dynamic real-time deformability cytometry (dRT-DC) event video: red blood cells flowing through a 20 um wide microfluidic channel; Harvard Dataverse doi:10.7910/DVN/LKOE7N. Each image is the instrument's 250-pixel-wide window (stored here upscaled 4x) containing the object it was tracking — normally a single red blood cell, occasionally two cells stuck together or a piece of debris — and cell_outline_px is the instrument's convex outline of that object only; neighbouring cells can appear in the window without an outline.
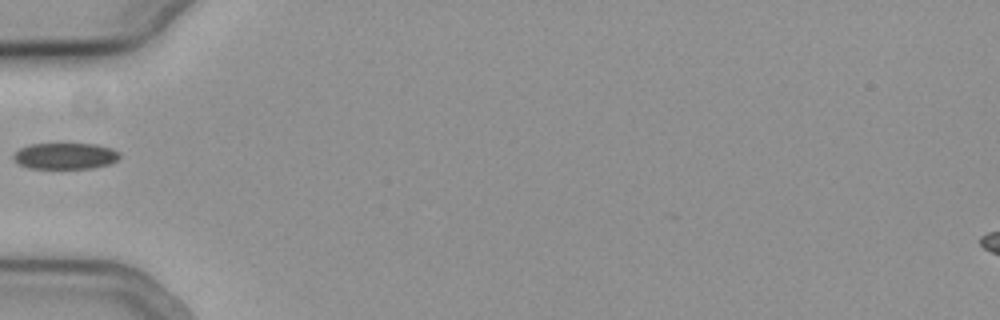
{"species": "common noctule bat (a hibernating species)", "species_latin": "Nyctalus noctula", "temperature_condition": "cold", "stored_images_in_passage": 37, "camera_frame_rate_fps": 3000, "um_per_image_px": 0.085, "animal": {"sex": "female", "body_mass_g": 19.3, "forearm_length_mm": 54.1}, "frame": {"image": 1, "passage_image": 1, "time_ms": 0.0, "image_size_px": [1000, 320], "cell_outline_px": [[120, 156], [116, 160], [108, 164], [92, 168], [28, 168], [20, 164], [12, 156], [20, 148], [28, 144], [96, 144], [112, 148], [120, 152]], "centroid_in_image_um": [5.56, 13.25], "position_along_channel_um": 79.4, "area_um2": 16.13}}
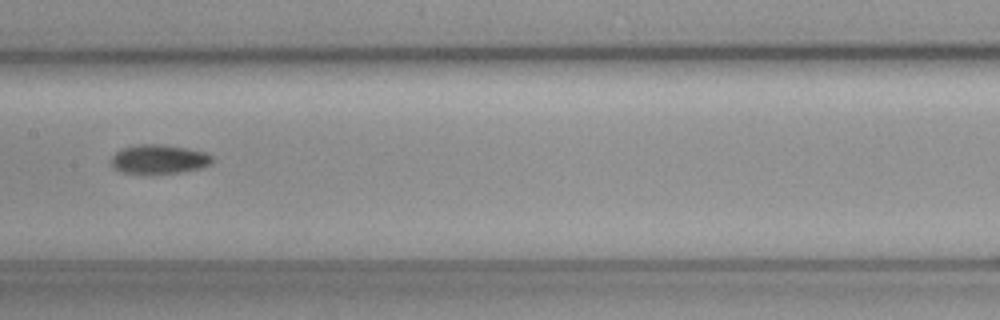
{"frame": {"image": 2, "passage_image": 10, "time_ms": 3.0, "image_size_px": [1000, 320], "cell_outline_px": [[212, 164], [200, 168], [180, 172], [152, 176], [144, 176], [120, 172], [112, 168], [108, 164], [112, 156], [120, 148], [136, 144], [164, 144], [204, 152], [212, 156]], "centroid_in_image_um": [13.4, 13.58], "position_along_channel_um": 194.0, "area_um2": 18.03}}
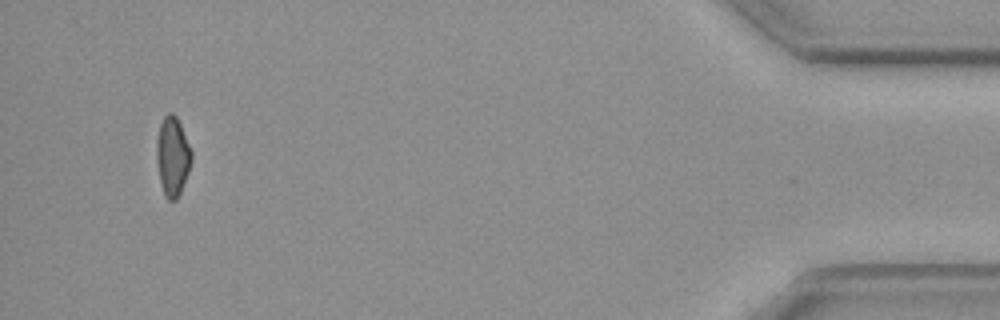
{"frame": {"image": 3, "passage_image": 34, "time_ms": 11.0, "image_size_px": [1000, 320], "cell_outline_px": [[192, 160], [188, 172], [180, 192], [176, 200], [168, 200], [164, 196], [160, 180], [156, 160], [156, 140], [160, 124], [164, 116], [168, 112], [172, 112], [176, 116], [180, 124], [192, 152]], "centroid_in_image_um": [14.65, 13.28], "position_along_channel_um": 420.5, "area_um2": 16.07}}